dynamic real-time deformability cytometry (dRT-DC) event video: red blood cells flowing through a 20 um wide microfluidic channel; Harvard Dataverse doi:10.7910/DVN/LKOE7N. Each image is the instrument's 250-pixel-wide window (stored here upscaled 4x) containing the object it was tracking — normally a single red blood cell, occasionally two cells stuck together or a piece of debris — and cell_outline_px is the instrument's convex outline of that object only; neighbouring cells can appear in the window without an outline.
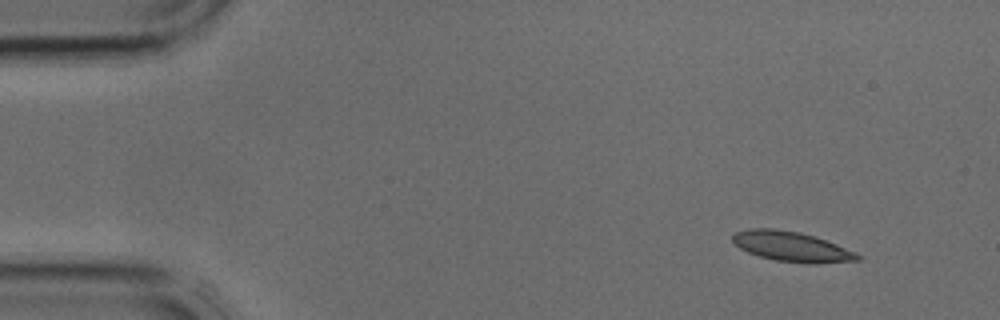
{"species": "common noctule bat (a hibernating species)", "species_latin": "Nyctalus noctula", "temperature_condition": "cold", "stored_images_in_passage": 3, "segment_of_instrument_passage": [1, 2], "camera_frame_rate_fps": 3000, "um_per_image_px": 0.085, "animal": {"sex": "male", "body_mass_g": 17.9, "forearm_length_mm": 54.2}, "frame": {"image": 1, "passage_image": 1, "time_ms": 0.0, "image_size_px": [1000, 320], "cell_outline_px": [[864, 256], [860, 260], [816, 264], [808, 264], [776, 260], [760, 256], [748, 252], [740, 248], [732, 240], [732, 236], [736, 232], [748, 228], [772, 228], [800, 232], [836, 244], [856, 252]], "centroid_in_image_um": [67.32, 20.97], "position_along_channel_um": 17.7, "area_um2": 21.79}}